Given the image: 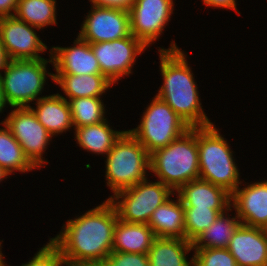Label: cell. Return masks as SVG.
<instances>
[{
    "label": "cell",
    "instance_id": "obj_1",
    "mask_svg": "<svg viewBox=\"0 0 267 266\" xmlns=\"http://www.w3.org/2000/svg\"><path fill=\"white\" fill-rule=\"evenodd\" d=\"M117 220L116 209L107 199L82 216L67 220L63 230L50 240L68 262L101 265L112 252Z\"/></svg>",
    "mask_w": 267,
    "mask_h": 266
},
{
    "label": "cell",
    "instance_id": "obj_2",
    "mask_svg": "<svg viewBox=\"0 0 267 266\" xmlns=\"http://www.w3.org/2000/svg\"><path fill=\"white\" fill-rule=\"evenodd\" d=\"M168 49H158L164 83L157 97L167 103L191 128L213 125L204 113L199 91L184 51L172 41Z\"/></svg>",
    "mask_w": 267,
    "mask_h": 266
},
{
    "label": "cell",
    "instance_id": "obj_3",
    "mask_svg": "<svg viewBox=\"0 0 267 266\" xmlns=\"http://www.w3.org/2000/svg\"><path fill=\"white\" fill-rule=\"evenodd\" d=\"M150 171L175 192L184 184L199 179V153L196 128L150 154Z\"/></svg>",
    "mask_w": 267,
    "mask_h": 266
},
{
    "label": "cell",
    "instance_id": "obj_4",
    "mask_svg": "<svg viewBox=\"0 0 267 266\" xmlns=\"http://www.w3.org/2000/svg\"><path fill=\"white\" fill-rule=\"evenodd\" d=\"M199 179L222 187L232 194L241 185L233 151L213 125L196 128Z\"/></svg>",
    "mask_w": 267,
    "mask_h": 266
},
{
    "label": "cell",
    "instance_id": "obj_5",
    "mask_svg": "<svg viewBox=\"0 0 267 266\" xmlns=\"http://www.w3.org/2000/svg\"><path fill=\"white\" fill-rule=\"evenodd\" d=\"M106 158L105 178L114 194L147 178L150 154L128 130L115 142Z\"/></svg>",
    "mask_w": 267,
    "mask_h": 266
},
{
    "label": "cell",
    "instance_id": "obj_6",
    "mask_svg": "<svg viewBox=\"0 0 267 266\" xmlns=\"http://www.w3.org/2000/svg\"><path fill=\"white\" fill-rule=\"evenodd\" d=\"M49 60V61H48ZM11 60L0 75V84L7 105L14 107H30V102L38 101L48 77L54 80L53 73H47L50 59Z\"/></svg>",
    "mask_w": 267,
    "mask_h": 266
},
{
    "label": "cell",
    "instance_id": "obj_7",
    "mask_svg": "<svg viewBox=\"0 0 267 266\" xmlns=\"http://www.w3.org/2000/svg\"><path fill=\"white\" fill-rule=\"evenodd\" d=\"M137 128L128 130L152 154L185 134L191 127L163 100L155 96Z\"/></svg>",
    "mask_w": 267,
    "mask_h": 266
},
{
    "label": "cell",
    "instance_id": "obj_8",
    "mask_svg": "<svg viewBox=\"0 0 267 266\" xmlns=\"http://www.w3.org/2000/svg\"><path fill=\"white\" fill-rule=\"evenodd\" d=\"M148 181L146 178L108 198L116 209L118 219L128 223L147 224L152 213L172 194L175 195L169 186L159 180Z\"/></svg>",
    "mask_w": 267,
    "mask_h": 266
},
{
    "label": "cell",
    "instance_id": "obj_9",
    "mask_svg": "<svg viewBox=\"0 0 267 266\" xmlns=\"http://www.w3.org/2000/svg\"><path fill=\"white\" fill-rule=\"evenodd\" d=\"M2 122L9 128L27 158L36 168L47 163L42 157L52 136L37 120L30 107H14V110Z\"/></svg>",
    "mask_w": 267,
    "mask_h": 266
},
{
    "label": "cell",
    "instance_id": "obj_10",
    "mask_svg": "<svg viewBox=\"0 0 267 266\" xmlns=\"http://www.w3.org/2000/svg\"><path fill=\"white\" fill-rule=\"evenodd\" d=\"M91 49L98 60L102 75L115 84L123 76L132 73L136 56L147 47L132 34L130 36L99 43H90Z\"/></svg>",
    "mask_w": 267,
    "mask_h": 266
},
{
    "label": "cell",
    "instance_id": "obj_11",
    "mask_svg": "<svg viewBox=\"0 0 267 266\" xmlns=\"http://www.w3.org/2000/svg\"><path fill=\"white\" fill-rule=\"evenodd\" d=\"M173 7V0H136L129 11L131 34L149 47L163 33Z\"/></svg>",
    "mask_w": 267,
    "mask_h": 266
},
{
    "label": "cell",
    "instance_id": "obj_12",
    "mask_svg": "<svg viewBox=\"0 0 267 266\" xmlns=\"http://www.w3.org/2000/svg\"><path fill=\"white\" fill-rule=\"evenodd\" d=\"M91 8L78 35L82 40L99 43L131 35L129 12L107 7Z\"/></svg>",
    "mask_w": 267,
    "mask_h": 266
},
{
    "label": "cell",
    "instance_id": "obj_13",
    "mask_svg": "<svg viewBox=\"0 0 267 266\" xmlns=\"http://www.w3.org/2000/svg\"><path fill=\"white\" fill-rule=\"evenodd\" d=\"M38 29L15 16L0 18V38L11 60L44 59L39 53L47 46L40 40Z\"/></svg>",
    "mask_w": 267,
    "mask_h": 266
},
{
    "label": "cell",
    "instance_id": "obj_14",
    "mask_svg": "<svg viewBox=\"0 0 267 266\" xmlns=\"http://www.w3.org/2000/svg\"><path fill=\"white\" fill-rule=\"evenodd\" d=\"M231 207L242 225L262 228L267 224V180L238 187L231 194Z\"/></svg>",
    "mask_w": 267,
    "mask_h": 266
},
{
    "label": "cell",
    "instance_id": "obj_15",
    "mask_svg": "<svg viewBox=\"0 0 267 266\" xmlns=\"http://www.w3.org/2000/svg\"><path fill=\"white\" fill-rule=\"evenodd\" d=\"M72 47H52L50 52L56 74H102L90 43L79 36Z\"/></svg>",
    "mask_w": 267,
    "mask_h": 266
},
{
    "label": "cell",
    "instance_id": "obj_16",
    "mask_svg": "<svg viewBox=\"0 0 267 266\" xmlns=\"http://www.w3.org/2000/svg\"><path fill=\"white\" fill-rule=\"evenodd\" d=\"M227 249L238 266H267V237L260 227L241 224Z\"/></svg>",
    "mask_w": 267,
    "mask_h": 266
},
{
    "label": "cell",
    "instance_id": "obj_17",
    "mask_svg": "<svg viewBox=\"0 0 267 266\" xmlns=\"http://www.w3.org/2000/svg\"><path fill=\"white\" fill-rule=\"evenodd\" d=\"M184 208H212L220 214L231 207V194L208 181L196 179L177 191Z\"/></svg>",
    "mask_w": 267,
    "mask_h": 266
},
{
    "label": "cell",
    "instance_id": "obj_18",
    "mask_svg": "<svg viewBox=\"0 0 267 266\" xmlns=\"http://www.w3.org/2000/svg\"><path fill=\"white\" fill-rule=\"evenodd\" d=\"M35 103L36 108L31 106L30 108L51 136L66 132L73 127L68 101L59 93L42 96Z\"/></svg>",
    "mask_w": 267,
    "mask_h": 266
},
{
    "label": "cell",
    "instance_id": "obj_19",
    "mask_svg": "<svg viewBox=\"0 0 267 266\" xmlns=\"http://www.w3.org/2000/svg\"><path fill=\"white\" fill-rule=\"evenodd\" d=\"M147 225L157 238L185 239L184 207L181 199H168L153 213Z\"/></svg>",
    "mask_w": 267,
    "mask_h": 266
},
{
    "label": "cell",
    "instance_id": "obj_20",
    "mask_svg": "<svg viewBox=\"0 0 267 266\" xmlns=\"http://www.w3.org/2000/svg\"><path fill=\"white\" fill-rule=\"evenodd\" d=\"M155 238L147 224L128 223L118 219L113 232L112 251L147 254Z\"/></svg>",
    "mask_w": 267,
    "mask_h": 266
},
{
    "label": "cell",
    "instance_id": "obj_21",
    "mask_svg": "<svg viewBox=\"0 0 267 266\" xmlns=\"http://www.w3.org/2000/svg\"><path fill=\"white\" fill-rule=\"evenodd\" d=\"M53 81L66 94L67 101L82 97H101L114 84L102 74H54Z\"/></svg>",
    "mask_w": 267,
    "mask_h": 266
},
{
    "label": "cell",
    "instance_id": "obj_22",
    "mask_svg": "<svg viewBox=\"0 0 267 266\" xmlns=\"http://www.w3.org/2000/svg\"><path fill=\"white\" fill-rule=\"evenodd\" d=\"M193 251L192 243L179 238H155L147 256L150 266H193V257L186 254Z\"/></svg>",
    "mask_w": 267,
    "mask_h": 266
},
{
    "label": "cell",
    "instance_id": "obj_23",
    "mask_svg": "<svg viewBox=\"0 0 267 266\" xmlns=\"http://www.w3.org/2000/svg\"><path fill=\"white\" fill-rule=\"evenodd\" d=\"M108 124L107 119L99 124L86 125L75 128L77 144L84 150L94 154H107L111 151L115 142L125 131H115Z\"/></svg>",
    "mask_w": 267,
    "mask_h": 266
},
{
    "label": "cell",
    "instance_id": "obj_24",
    "mask_svg": "<svg viewBox=\"0 0 267 266\" xmlns=\"http://www.w3.org/2000/svg\"><path fill=\"white\" fill-rule=\"evenodd\" d=\"M231 210V207L227 209V217L225 212L219 214L212 225L192 242L193 249L228 247L230 239L241 225L237 215L229 217L228 211Z\"/></svg>",
    "mask_w": 267,
    "mask_h": 266
},
{
    "label": "cell",
    "instance_id": "obj_25",
    "mask_svg": "<svg viewBox=\"0 0 267 266\" xmlns=\"http://www.w3.org/2000/svg\"><path fill=\"white\" fill-rule=\"evenodd\" d=\"M0 128V166L9 174L14 171L22 173L37 169L27 158L19 142L11 134L9 128Z\"/></svg>",
    "mask_w": 267,
    "mask_h": 266
},
{
    "label": "cell",
    "instance_id": "obj_26",
    "mask_svg": "<svg viewBox=\"0 0 267 266\" xmlns=\"http://www.w3.org/2000/svg\"><path fill=\"white\" fill-rule=\"evenodd\" d=\"M56 14V0H18L14 16L39 30L57 24Z\"/></svg>",
    "mask_w": 267,
    "mask_h": 266
},
{
    "label": "cell",
    "instance_id": "obj_27",
    "mask_svg": "<svg viewBox=\"0 0 267 266\" xmlns=\"http://www.w3.org/2000/svg\"><path fill=\"white\" fill-rule=\"evenodd\" d=\"M100 97H82L68 100L73 127L99 124L106 120L105 107Z\"/></svg>",
    "mask_w": 267,
    "mask_h": 266
},
{
    "label": "cell",
    "instance_id": "obj_28",
    "mask_svg": "<svg viewBox=\"0 0 267 266\" xmlns=\"http://www.w3.org/2000/svg\"><path fill=\"white\" fill-rule=\"evenodd\" d=\"M212 208H184L185 240L193 242L219 216Z\"/></svg>",
    "mask_w": 267,
    "mask_h": 266
},
{
    "label": "cell",
    "instance_id": "obj_29",
    "mask_svg": "<svg viewBox=\"0 0 267 266\" xmlns=\"http://www.w3.org/2000/svg\"><path fill=\"white\" fill-rule=\"evenodd\" d=\"M193 266H238L227 248L193 249Z\"/></svg>",
    "mask_w": 267,
    "mask_h": 266
},
{
    "label": "cell",
    "instance_id": "obj_30",
    "mask_svg": "<svg viewBox=\"0 0 267 266\" xmlns=\"http://www.w3.org/2000/svg\"><path fill=\"white\" fill-rule=\"evenodd\" d=\"M63 257L59 248L51 241L44 245L28 263L21 266H60Z\"/></svg>",
    "mask_w": 267,
    "mask_h": 266
},
{
    "label": "cell",
    "instance_id": "obj_31",
    "mask_svg": "<svg viewBox=\"0 0 267 266\" xmlns=\"http://www.w3.org/2000/svg\"><path fill=\"white\" fill-rule=\"evenodd\" d=\"M101 266H150L147 254L112 251Z\"/></svg>",
    "mask_w": 267,
    "mask_h": 266
},
{
    "label": "cell",
    "instance_id": "obj_32",
    "mask_svg": "<svg viewBox=\"0 0 267 266\" xmlns=\"http://www.w3.org/2000/svg\"><path fill=\"white\" fill-rule=\"evenodd\" d=\"M92 6L120 9L129 12L136 0H89Z\"/></svg>",
    "mask_w": 267,
    "mask_h": 266
},
{
    "label": "cell",
    "instance_id": "obj_33",
    "mask_svg": "<svg viewBox=\"0 0 267 266\" xmlns=\"http://www.w3.org/2000/svg\"><path fill=\"white\" fill-rule=\"evenodd\" d=\"M17 4L18 0H0V18L14 16Z\"/></svg>",
    "mask_w": 267,
    "mask_h": 266
},
{
    "label": "cell",
    "instance_id": "obj_34",
    "mask_svg": "<svg viewBox=\"0 0 267 266\" xmlns=\"http://www.w3.org/2000/svg\"><path fill=\"white\" fill-rule=\"evenodd\" d=\"M206 6L216 7V8H227L233 9L239 13L236 8V0H202Z\"/></svg>",
    "mask_w": 267,
    "mask_h": 266
},
{
    "label": "cell",
    "instance_id": "obj_35",
    "mask_svg": "<svg viewBox=\"0 0 267 266\" xmlns=\"http://www.w3.org/2000/svg\"><path fill=\"white\" fill-rule=\"evenodd\" d=\"M11 61L3 43L1 42L0 38V70H5V68L8 66L9 62ZM2 72H0L1 75Z\"/></svg>",
    "mask_w": 267,
    "mask_h": 266
},
{
    "label": "cell",
    "instance_id": "obj_36",
    "mask_svg": "<svg viewBox=\"0 0 267 266\" xmlns=\"http://www.w3.org/2000/svg\"><path fill=\"white\" fill-rule=\"evenodd\" d=\"M101 266L97 264H85V263H73V262H68L66 260H63L60 266Z\"/></svg>",
    "mask_w": 267,
    "mask_h": 266
},
{
    "label": "cell",
    "instance_id": "obj_37",
    "mask_svg": "<svg viewBox=\"0 0 267 266\" xmlns=\"http://www.w3.org/2000/svg\"><path fill=\"white\" fill-rule=\"evenodd\" d=\"M6 104L7 103H6V100H5V97H4L2 88H1V84H0V113L3 112V109L6 106Z\"/></svg>",
    "mask_w": 267,
    "mask_h": 266
},
{
    "label": "cell",
    "instance_id": "obj_38",
    "mask_svg": "<svg viewBox=\"0 0 267 266\" xmlns=\"http://www.w3.org/2000/svg\"><path fill=\"white\" fill-rule=\"evenodd\" d=\"M10 174L5 170L3 169L1 166H0V182L3 180V179H6L8 178L7 176H9Z\"/></svg>",
    "mask_w": 267,
    "mask_h": 266
},
{
    "label": "cell",
    "instance_id": "obj_39",
    "mask_svg": "<svg viewBox=\"0 0 267 266\" xmlns=\"http://www.w3.org/2000/svg\"><path fill=\"white\" fill-rule=\"evenodd\" d=\"M1 244H2V243L0 242V266H6L7 264H4V263H5V262H4V259H3L4 256H3L2 251H1V249H2V248H1V247H2ZM7 266H8V265H7Z\"/></svg>",
    "mask_w": 267,
    "mask_h": 266
},
{
    "label": "cell",
    "instance_id": "obj_40",
    "mask_svg": "<svg viewBox=\"0 0 267 266\" xmlns=\"http://www.w3.org/2000/svg\"><path fill=\"white\" fill-rule=\"evenodd\" d=\"M263 231H264V234L266 235L267 237V224L265 226L262 227Z\"/></svg>",
    "mask_w": 267,
    "mask_h": 266
}]
</instances>
